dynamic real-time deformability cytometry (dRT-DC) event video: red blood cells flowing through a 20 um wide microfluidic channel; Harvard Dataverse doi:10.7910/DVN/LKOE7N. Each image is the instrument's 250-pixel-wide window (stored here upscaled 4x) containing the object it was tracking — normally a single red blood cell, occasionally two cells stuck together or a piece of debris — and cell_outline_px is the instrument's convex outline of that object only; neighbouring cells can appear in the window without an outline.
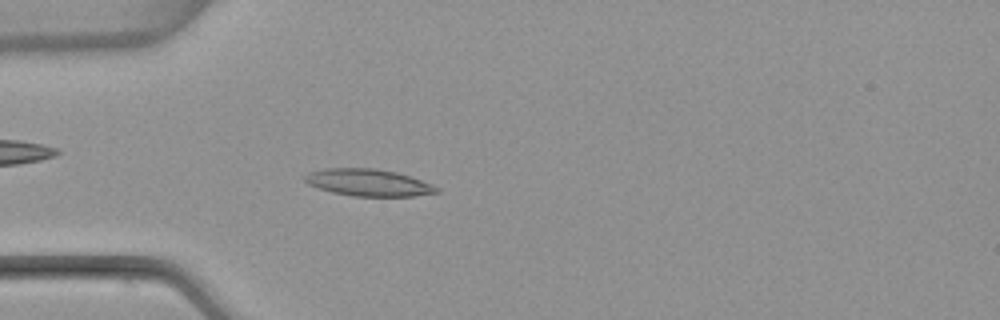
{"species": "common noctule bat (a hibernating species)", "species_latin": "Nyctalus noctula", "temperature_condition": "warm", "stored_images_in_passage": 4, "camera_frame_rate_fps": 3000, "um_per_image_px": 0.085, "animal": {"sex": "female", "body_mass_g": 22.7, "forearm_length_mm": 54.2}, "frame": {"image": 1, "passage_image": 4, "time_ms": 4.667, "image_size_px": [1000, 320], "cell_outline_px": [[440, 192], [412, 196], [352, 196], [332, 192], [308, 184], [304, 180], [304, 176], [308, 172], [324, 168], [376, 168], [396, 172], [432, 184], [440, 188]], "centroid_in_image_um": [31.3, 15.51], "position_along_channel_um": 53.7, "area_um2": 20.69}}